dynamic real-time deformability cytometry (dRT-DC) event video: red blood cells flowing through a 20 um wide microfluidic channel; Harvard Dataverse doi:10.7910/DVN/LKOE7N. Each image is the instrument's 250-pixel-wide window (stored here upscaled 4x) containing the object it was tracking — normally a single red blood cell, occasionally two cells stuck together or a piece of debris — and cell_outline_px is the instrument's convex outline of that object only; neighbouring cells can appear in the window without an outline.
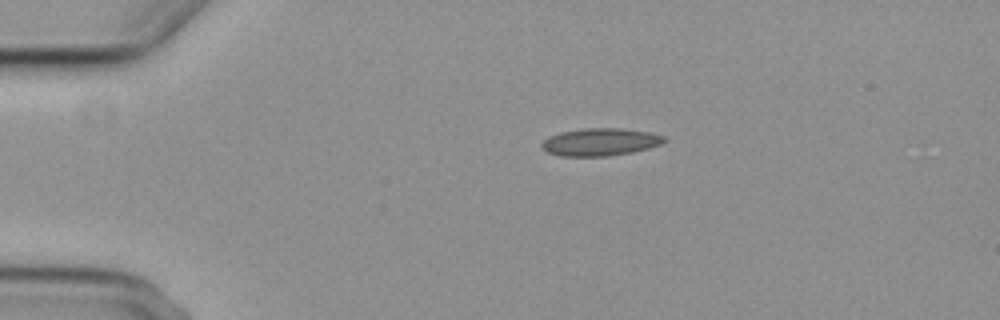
{"species": "common noctule bat (a hibernating species)", "species_latin": "Nyctalus noctula", "temperature_condition": "cold", "stored_images_in_passage": 6, "camera_frame_rate_fps": 3000, "um_per_image_px": 0.085, "animal": {"sex": "female", "body_mass_g": 29.2, "forearm_length_mm": 56.3}, "frame": {"image": 1, "passage_image": 1, "time_ms": 0.0, "image_size_px": [1000, 320], "cell_outline_px": [[668, 140], [660, 144], [648, 148], [632, 152], [608, 156], [560, 156], [548, 152], [540, 148], [540, 144], [548, 136], [560, 132], [584, 128], [620, 128], [648, 132], [664, 136]], "centroid_in_image_um": [50.98, 12.07], "position_along_channel_um": 34.0, "area_um2": 19.71}}
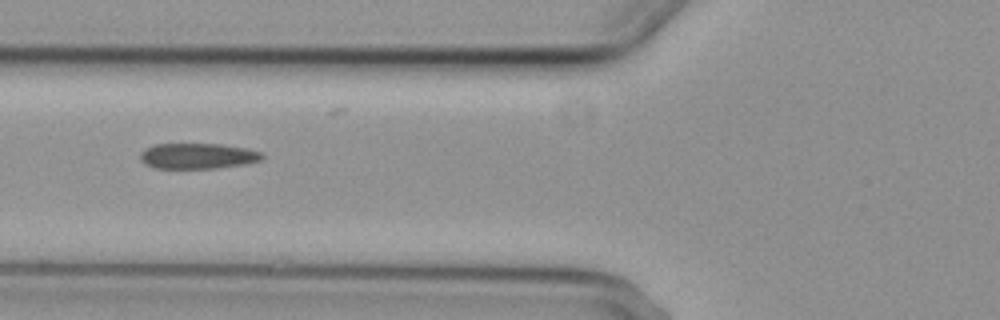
{"frame": {"image": 2, "passage_image": 4, "time_ms": 3.333, "image_size_px": [1000, 320], "cell_outline_px": [[264, 156], [260, 160], [248, 164], [216, 168], [152, 168], [144, 164], [140, 160], [140, 152], [144, 148], [152, 144], [220, 144], [248, 148], [260, 152]], "centroid_in_image_um": [16.77, 13.26], "position_along_channel_um": 109.0, "area_um2": 18.44}}
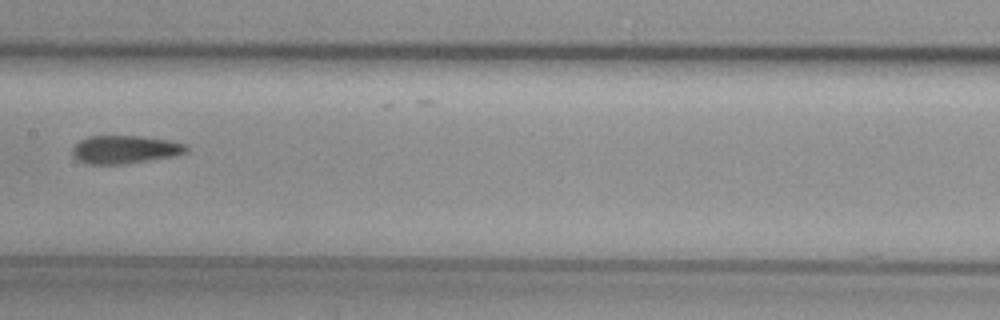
{"frame": {"image": 3, "passage_image": 6, "time_ms": 5.667, "image_size_px": [1000, 320], "cell_outline_px": [[188, 152], [176, 156], [124, 164], [88, 164], [76, 160], [72, 156], [72, 148], [80, 140], [88, 136], [140, 136], [168, 140], [188, 144]], "centroid_in_image_um": [10.63, 12.71], "position_along_channel_um": 196.8, "area_um2": 18.9}}